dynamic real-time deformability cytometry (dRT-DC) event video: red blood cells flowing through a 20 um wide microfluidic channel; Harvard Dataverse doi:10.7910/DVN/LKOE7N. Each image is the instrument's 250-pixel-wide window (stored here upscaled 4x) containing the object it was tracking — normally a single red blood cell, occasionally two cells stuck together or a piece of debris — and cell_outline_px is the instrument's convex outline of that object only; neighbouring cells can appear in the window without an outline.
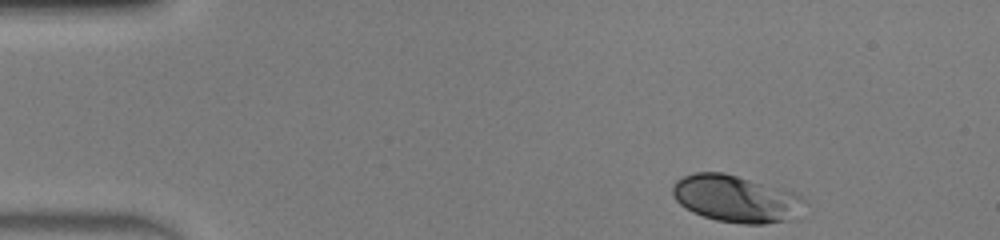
{"species": "human", "species_latin": "Homo sapiens", "temperature_condition": "warm", "stored_images_in_passage": 43, "camera_frame_rate_fps": 3000, "um_per_image_px": 0.085, "donor": {"sex": "male"}, "frame": {"image": 1, "passage_image": 1, "time_ms": 0.0, "image_size_px": [1000, 240], "cell_outline_px": [[808, 204], [792, 220], [764, 224], [744, 224], [716, 220], [692, 212], [680, 204], [672, 196], [672, 184], [676, 180], [684, 176], [696, 172], [724, 172], [796, 192], [804, 196], [808, 200]], "centroid_in_image_um": [62.61, 16.89], "position_along_channel_um": 22.4, "area_um2": 36.7}}
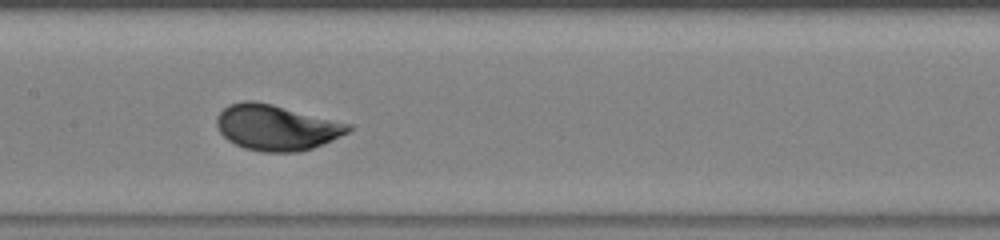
{"frame": {"image": 2, "passage_image": 19, "time_ms": 6.0, "image_size_px": [1000, 240], "cell_outline_px": [[352, 128], [348, 132], [332, 140], [312, 148], [300, 152], [264, 152], [244, 148], [228, 140], [220, 132], [216, 124], [216, 116], [228, 104], [244, 100], [252, 100], [272, 104], [352, 124]], "centroid_in_image_um": [23.48, 10.83], "position_along_channel_um": 183.9, "area_um2": 34.97}}
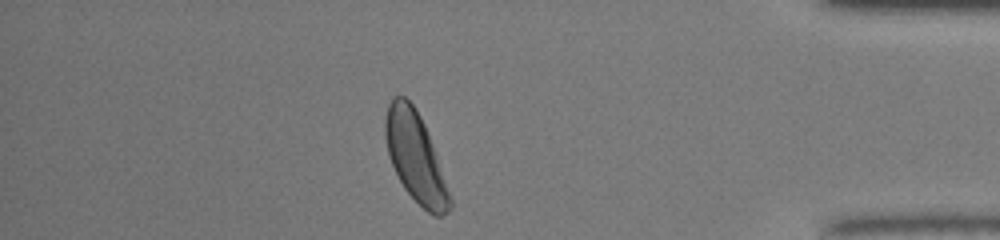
{"frame": {"image": 3, "passage_image": 37, "time_ms": 12.0, "image_size_px": [1000, 240], "cell_outline_px": [[452, 208], [448, 212], [440, 216], [436, 216], [428, 212], [404, 188], [388, 156], [384, 136], [384, 116], [388, 104], [392, 96], [404, 96], [412, 104], [420, 116], [428, 132], [452, 196]], "centroid_in_image_um": [35.31, 13.34], "position_along_channel_um": 399.9, "area_um2": 33.7}, "authors_computed_cell_mechanics": {"area_um2": 34.0442, "velocity_mm_per_s": 4.2042, "shape_relaxation_time_tau1_ms": 1.6509, "shape_relaxation_time_tau2_ms": null, "deformation_change_tau1": 0.121, "deformation_change_tau2": null}}